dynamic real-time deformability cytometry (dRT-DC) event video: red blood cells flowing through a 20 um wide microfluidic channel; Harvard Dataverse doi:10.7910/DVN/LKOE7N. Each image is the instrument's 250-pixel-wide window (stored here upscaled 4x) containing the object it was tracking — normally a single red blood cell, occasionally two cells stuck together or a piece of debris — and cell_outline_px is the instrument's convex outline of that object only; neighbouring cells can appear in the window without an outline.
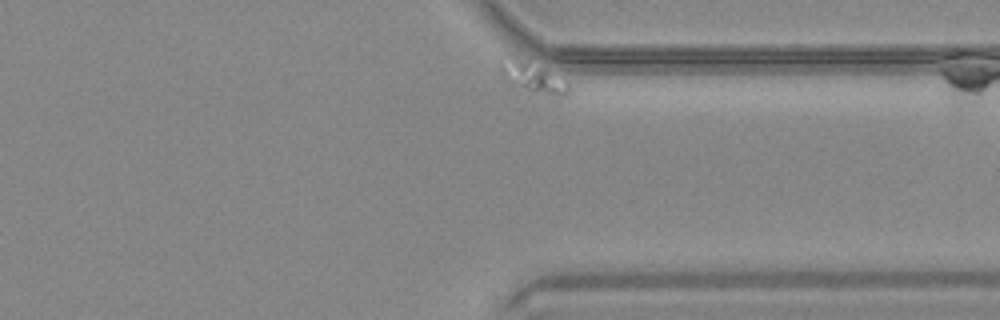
{"species": "common noctule bat (a hibernating species)", "species_latin": "Nyctalus noctula", "temperature_condition": "warm", "stored_images_in_passage": 40, "camera_frame_rate_fps": 3000, "um_per_image_px": 0.085, "animal": {"sex": "male", "body_mass_g": 20.4}, "frame": {"image": 1, "passage_image": 40, "time_ms": 13.0, "image_size_px": [1000, 320], "cell_outline_px": [[568, 92], [564, 96], [560, 96], [532, 92], [504, 80], [500, 76], [500, 56], [524, 60], [568, 84]], "centroid_in_image_um": [45.14, 6.58], "position_along_channel_um": 366.3, "area_um2": 11.21}}